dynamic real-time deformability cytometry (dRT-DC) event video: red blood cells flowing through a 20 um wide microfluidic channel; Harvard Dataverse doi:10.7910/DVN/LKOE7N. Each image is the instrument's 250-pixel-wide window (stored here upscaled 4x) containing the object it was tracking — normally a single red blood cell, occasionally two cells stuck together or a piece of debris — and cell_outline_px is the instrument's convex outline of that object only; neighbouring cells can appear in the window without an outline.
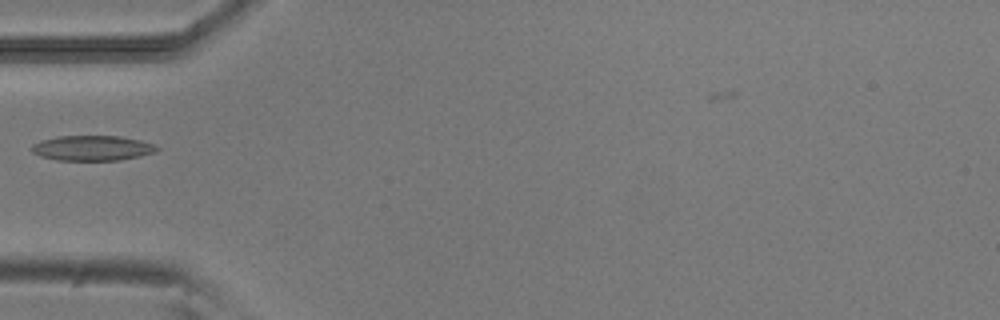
{"species": "common noctule bat (a hibernating species)", "species_latin": "Nyctalus noctula", "temperature_condition": "room temperature", "stored_images_in_passage": 29, "camera_frame_rate_fps": 3000, "um_per_image_px": 0.085, "animal": {"sex": "male", "body_mass_g": 20.5, "forearm_length_mm": 52.5}, "frame": {"image": 1, "passage_image": 1, "time_ms": 0.0, "image_size_px": [1000, 320], "cell_outline_px": [[160, 148], [156, 152], [140, 156], [120, 160], [56, 160], [40, 156], [32, 152], [28, 148], [32, 144], [40, 140], [56, 136], [120, 136], [140, 140], [152, 144]], "centroid_in_image_um": [7.79, 12.58], "position_along_channel_um": 77.2, "area_um2": 18.5}}
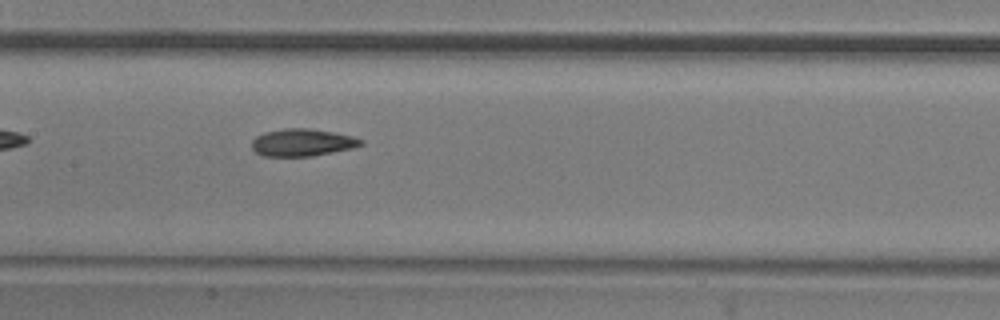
{"frame": {"image": 2, "passage_image": 9, "time_ms": 2.667, "image_size_px": [1000, 320], "cell_outline_px": [[364, 144], [352, 148], [312, 156], [264, 156], [256, 152], [252, 148], [252, 140], [256, 136], [264, 132], [284, 128], [308, 128], [332, 132], [352, 136], [364, 140]], "centroid_in_image_um": [25.69, 12.11], "position_along_channel_um": 181.7, "area_um2": 17.34}}
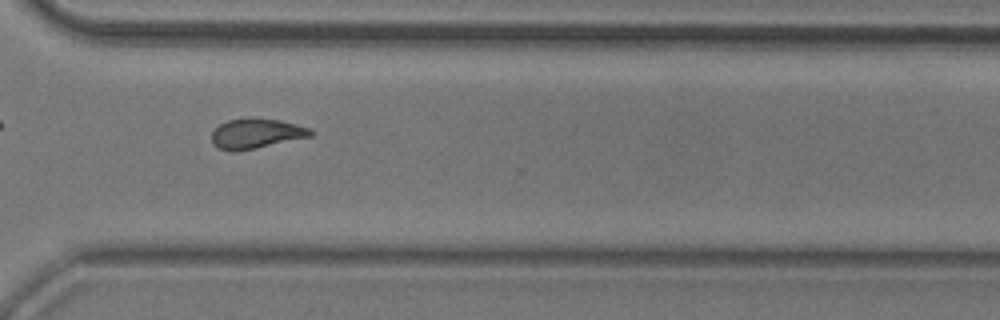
{"frame": {"image": 3, "passage_image": 22, "time_ms": 7.0, "image_size_px": [1000, 320], "cell_outline_px": [[312, 136], [256, 148], [232, 152], [216, 148], [212, 144], [212, 132], [220, 124], [228, 120], [248, 116], [256, 116], [280, 120], [296, 124], [308, 128], [312, 132]], "centroid_in_image_um": [21.73, 11.33], "position_along_channel_um": 348.9, "area_um2": 17.57}}